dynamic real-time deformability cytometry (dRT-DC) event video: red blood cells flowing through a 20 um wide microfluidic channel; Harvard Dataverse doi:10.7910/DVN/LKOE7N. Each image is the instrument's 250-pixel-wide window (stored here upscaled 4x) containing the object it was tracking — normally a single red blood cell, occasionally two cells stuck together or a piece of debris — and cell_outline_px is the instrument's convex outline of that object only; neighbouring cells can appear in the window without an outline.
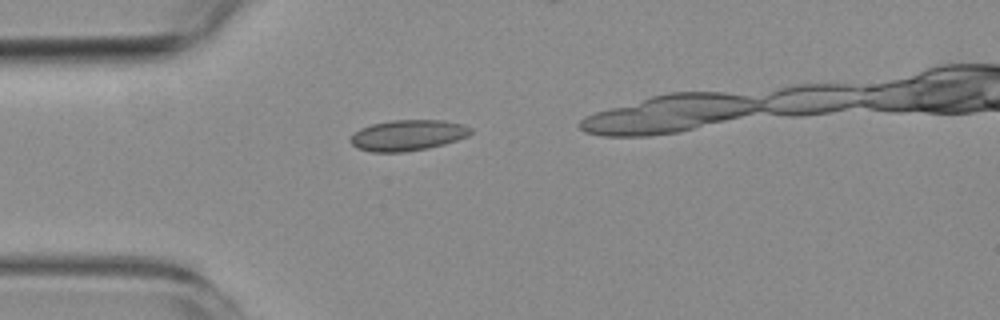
{"species": "common noctule bat (a hibernating species)", "species_latin": "Nyctalus noctula", "temperature_condition": "room temperature", "stored_images_in_passage": 4, "camera_frame_rate_fps": 3000, "um_per_image_px": 0.085, "animal": {"sex": "female", "body_mass_g": 19.3, "forearm_length_mm": 54.1}, "frame": {"image": 1, "passage_image": 2, "time_ms": 1.0, "image_size_px": [1000, 320], "cell_outline_px": [[472, 132], [468, 136], [444, 144], [428, 148], [404, 152], [372, 152], [356, 148], [348, 140], [360, 128], [372, 124], [392, 120], [444, 120], [464, 124], [472, 128]], "centroid_in_image_um": [34.67, 11.49], "position_along_channel_um": 50.3, "area_um2": 21.68}}